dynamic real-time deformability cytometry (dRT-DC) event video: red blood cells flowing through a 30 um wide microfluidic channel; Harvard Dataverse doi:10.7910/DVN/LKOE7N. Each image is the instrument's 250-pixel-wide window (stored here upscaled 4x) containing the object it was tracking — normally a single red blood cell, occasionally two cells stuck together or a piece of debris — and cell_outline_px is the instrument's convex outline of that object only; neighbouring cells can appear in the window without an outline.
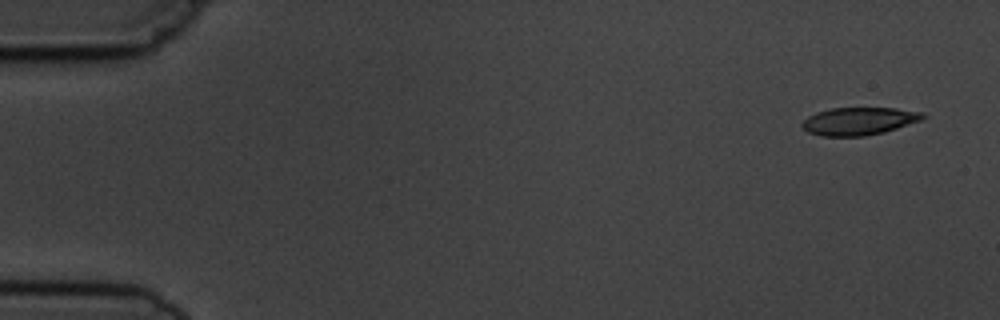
{"species": "common noctule bat (a hibernating species)", "species_latin": "Nyctalus noctula", "temperature_condition": "cold", "stored_images_in_passage": 5, "segment_of_instrument_passage": [1, 2], "camera_frame_rate_fps": 3000, "um_per_image_px": 0.085, "animal": {"sex": "male", "body_mass_g": 19.5, "forearm_length_mm": 54.6}, "frame": {"image": 1, "passage_image": 1, "time_ms": 0.0, "image_size_px": [1000, 320], "cell_outline_px": [[928, 116], [920, 120], [884, 132], [864, 136], [824, 136], [808, 132], [800, 124], [808, 116], [816, 112], [832, 108], [896, 108], [924, 112]], "centroid_in_image_um": [73.02, 10.29], "position_along_channel_um": 12.0, "area_um2": 19.42}}
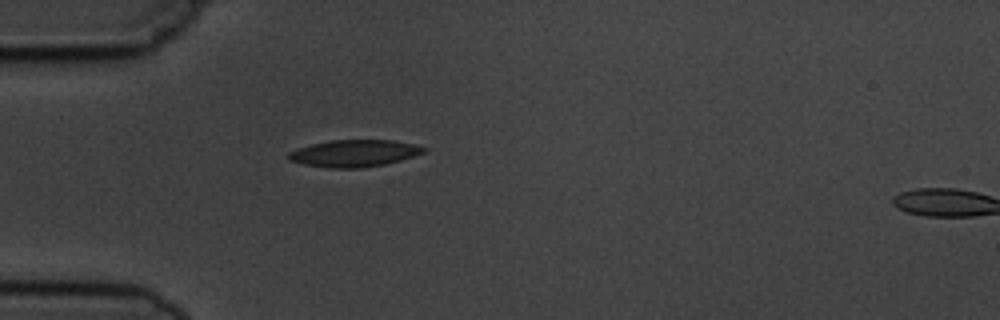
{"frame": {"image": 2, "passage_image": 4, "time_ms": 4.333, "image_size_px": [1000, 320], "cell_outline_px": [[428, 148], [424, 152], [400, 160], [384, 164], [360, 168], [332, 168], [304, 164], [288, 160], [288, 152], [312, 144], [332, 140], [392, 140], [412, 144]], "centroid_in_image_um": [30.1, 13.03], "position_along_channel_um": 54.9, "area_um2": 20.92}}